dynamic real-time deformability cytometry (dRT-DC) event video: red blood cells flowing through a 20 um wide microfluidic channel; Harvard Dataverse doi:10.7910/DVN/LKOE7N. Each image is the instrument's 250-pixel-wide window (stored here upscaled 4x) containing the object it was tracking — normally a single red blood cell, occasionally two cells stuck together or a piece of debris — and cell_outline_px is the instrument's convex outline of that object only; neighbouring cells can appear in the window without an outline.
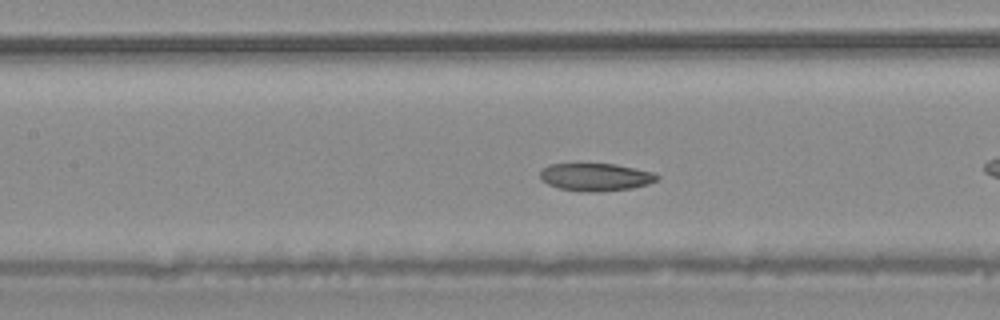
{"species": "common noctule bat (a hibernating species)", "species_latin": "Nyctalus noctula", "temperature_condition": "warm", "stored_images_in_passage": 23, "camera_frame_rate_fps": 3000, "um_per_image_px": 0.085, "animal": {"sex": "male", "body_mass_g": 20.4}, "frame": {"image": 1, "passage_image": 7, "time_ms": 2.0, "image_size_px": [1000, 320], "cell_outline_px": [[660, 176], [656, 180], [648, 184], [632, 188], [596, 192], [588, 192], [560, 188], [548, 184], [540, 180], [540, 172], [548, 164], [616, 164], [652, 172]], "centroid_in_image_um": [50.62, 15.05], "position_along_channel_um": 156.8, "area_um2": 18.73}}
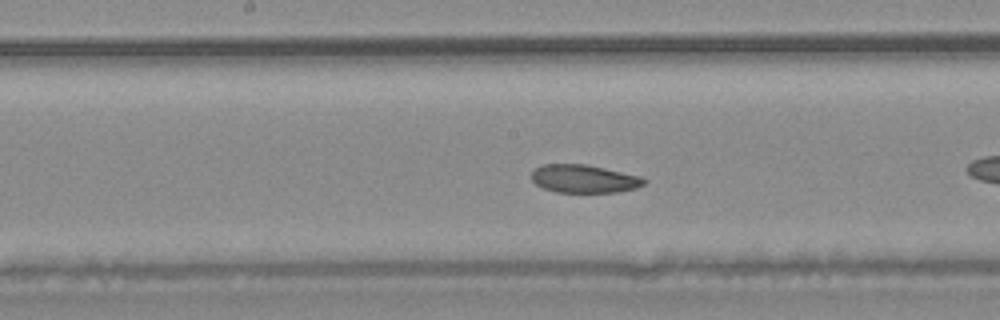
{"frame": {"image": 2, "passage_image": 10, "time_ms": 3.0, "image_size_px": [1000, 320], "cell_outline_px": [[648, 180], [644, 184], [636, 188], [616, 192], [556, 192], [544, 188], [536, 184], [532, 180], [532, 172], [536, 168], [544, 164], [584, 164], [604, 168], [640, 176]], "centroid_in_image_um": [49.65, 15.2], "position_along_channel_um": 198.5, "area_um2": 18.26}}